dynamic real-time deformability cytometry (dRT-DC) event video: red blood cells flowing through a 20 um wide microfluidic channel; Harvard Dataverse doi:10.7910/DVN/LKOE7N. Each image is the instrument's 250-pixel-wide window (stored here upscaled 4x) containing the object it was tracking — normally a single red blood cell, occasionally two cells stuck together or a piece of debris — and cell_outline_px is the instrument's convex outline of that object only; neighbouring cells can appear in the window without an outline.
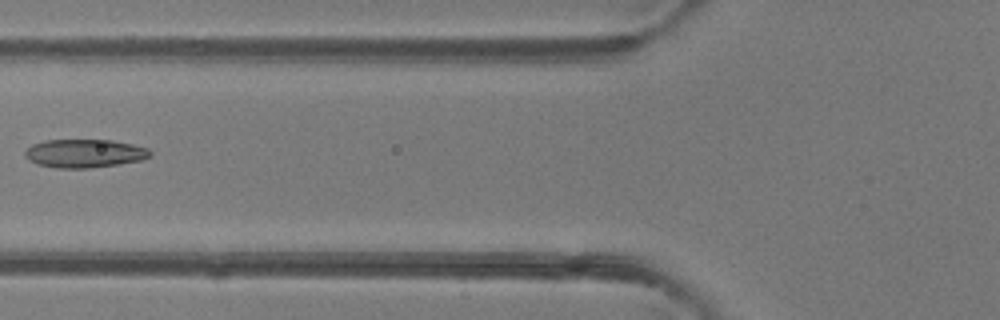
{"species": "common noctule bat (a hibernating species)", "species_latin": "Nyctalus noctula", "temperature_condition": "room temperature", "stored_images_in_passage": 5, "camera_frame_rate_fps": 3000, "um_per_image_px": 0.085, "animal": {"sex": "female"}, "frame": {"image": 1, "passage_image": 5, "time_ms": 5.333, "image_size_px": [1000, 320], "cell_outline_px": [[152, 156], [140, 160], [120, 164], [88, 168], [56, 168], [36, 164], [28, 160], [24, 156], [24, 152], [32, 144], [44, 140], [112, 140], [132, 144], [148, 148], [152, 152]], "centroid_in_image_um": [7.17, 13.04], "position_along_channel_um": 118.6, "area_um2": 20.87}}